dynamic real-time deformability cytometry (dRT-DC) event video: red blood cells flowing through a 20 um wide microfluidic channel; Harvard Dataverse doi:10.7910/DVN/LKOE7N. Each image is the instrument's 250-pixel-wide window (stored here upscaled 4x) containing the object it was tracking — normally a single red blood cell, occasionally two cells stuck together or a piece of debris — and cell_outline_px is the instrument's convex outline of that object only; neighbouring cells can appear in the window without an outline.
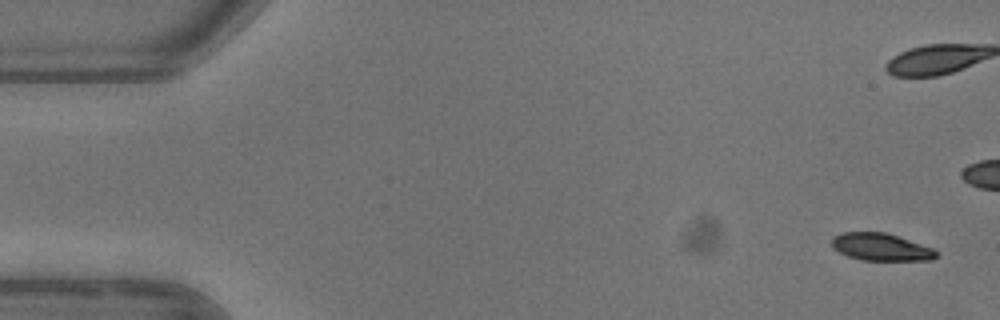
{"species": "common noctule bat (a hibernating species)", "species_latin": "Nyctalus noctula", "temperature_condition": "warm", "stored_images_in_passage": 5, "camera_frame_rate_fps": 3000, "um_per_image_px": 0.085, "animal": {"sex": "female"}, "frame": {"image": 1, "passage_image": 1, "time_ms": 0.0, "image_size_px": [1000, 320], "cell_outline_px": [[936, 256], [932, 260], [860, 260], [848, 256], [832, 248], [832, 236], [840, 232], [888, 232], [932, 248], [936, 252]], "centroid_in_image_um": [74.83, 20.98], "position_along_channel_um": 10.2, "area_um2": 16.7}}